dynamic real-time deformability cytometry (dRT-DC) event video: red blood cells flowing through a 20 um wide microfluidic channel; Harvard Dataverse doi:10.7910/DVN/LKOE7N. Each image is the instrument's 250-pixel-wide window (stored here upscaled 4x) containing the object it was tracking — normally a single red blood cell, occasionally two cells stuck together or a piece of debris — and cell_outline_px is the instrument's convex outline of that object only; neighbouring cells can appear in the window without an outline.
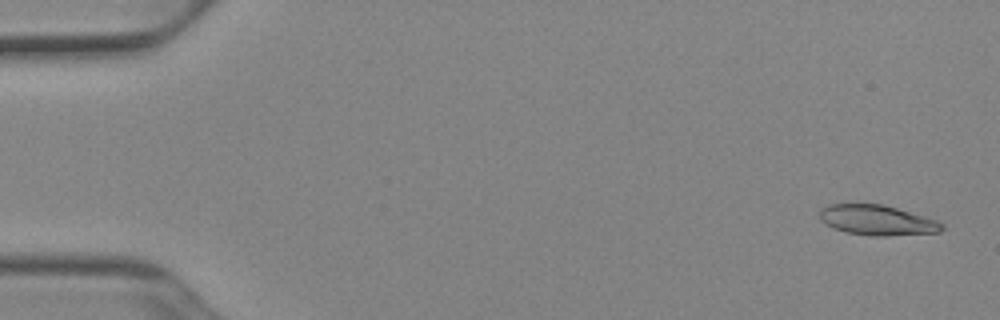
{"species": "Egyptian fruit bat (a non-hibernating species)", "species_latin": "Rousettus aegyptiacus", "temperature_condition": "cold", "stored_images_in_passage": 51, "camera_frame_rate_fps": 3000, "um_per_image_px": 0.085, "animal": {"sex": "female"}, "frame": {"image": 1, "passage_image": 2, "time_ms": 0.333, "image_size_px": [1000, 320], "cell_outline_px": [[944, 228], [940, 232], [884, 236], [872, 236], [844, 232], [824, 224], [820, 220], [820, 208], [828, 204], [880, 204], [896, 208], [924, 216], [936, 220], [944, 224]], "centroid_in_image_um": [74.53, 18.72], "position_along_channel_um": 10.5, "area_um2": 21.5}}
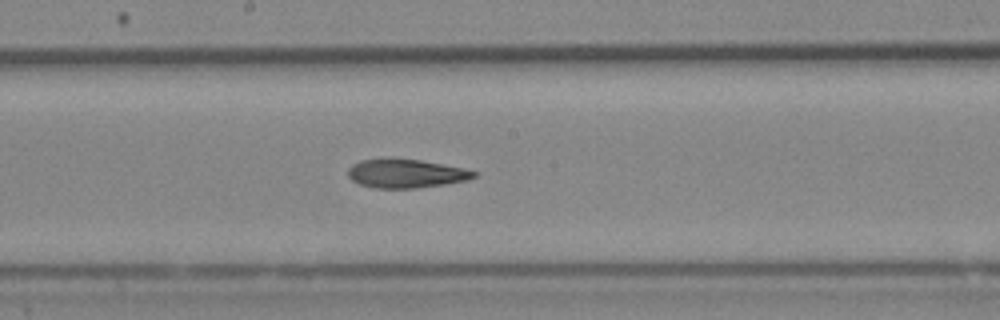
{"frame": {"image": 2, "passage_image": 28, "time_ms": 9.0, "image_size_px": [1000, 320], "cell_outline_px": [[480, 172], [476, 176], [468, 180], [444, 184], [416, 188], [376, 188], [360, 184], [352, 180], [348, 176], [348, 168], [352, 164], [360, 160], [388, 156], [420, 160], [464, 168]], "centroid_in_image_um": [34.48, 14.72], "position_along_channel_um": 213.7, "area_um2": 21.56}}
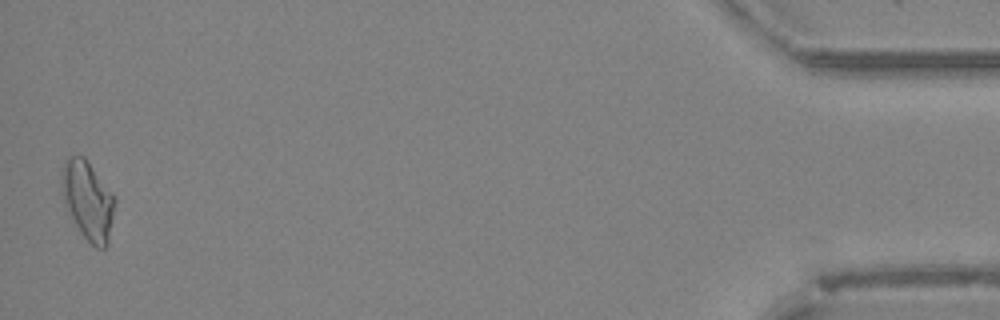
{"frame": {"image": 3, "passage_image": 51, "time_ms": 16.667, "image_size_px": [1000, 320], "cell_outline_px": [[116, 200], [108, 244], [104, 248], [96, 248], [80, 232], [68, 212], [60, 192], [60, 172], [64, 160], [68, 156], [84, 156]], "centroid_in_image_um": [7.42, 17.01], "position_along_channel_um": 427.8, "area_um2": 24.39}, "authors_computed_cell_mechanics": {"area_um2": 21.8484, "velocity_mm_per_s": 3.9338, "shape_relaxation_time_tau1_ms": 8.3259, "shape_relaxation_time_tau2_ms": 4.7861, "deformation_change_tau1": 0.203, "deformation_change_tau2": 0.1414}}